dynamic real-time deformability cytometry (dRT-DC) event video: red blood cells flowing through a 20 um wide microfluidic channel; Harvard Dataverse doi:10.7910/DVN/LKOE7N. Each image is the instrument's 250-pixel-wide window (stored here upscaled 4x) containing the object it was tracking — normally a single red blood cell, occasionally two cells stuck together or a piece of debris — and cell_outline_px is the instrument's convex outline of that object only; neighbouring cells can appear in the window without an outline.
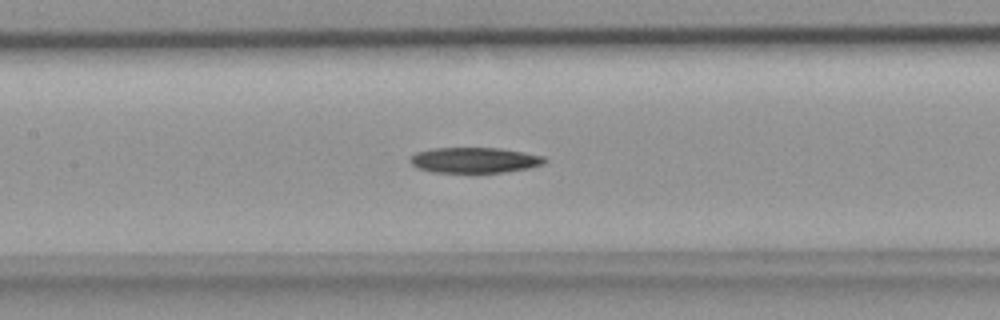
{"species": "common noctule bat (a hibernating species)", "species_latin": "Nyctalus noctula", "temperature_condition": "room temperature", "stored_images_in_passage": 43, "camera_frame_rate_fps": 3000, "um_per_image_px": 0.085, "animal": {"sex": "female", "body_mass_g": 18.4}, "frame": {"image": 1, "passage_image": 19, "time_ms": 6.0, "image_size_px": [1000, 320], "cell_outline_px": [[548, 160], [544, 164], [528, 168], [504, 172], [432, 172], [416, 168], [408, 160], [416, 152], [432, 148], [500, 148], [524, 152], [544, 156]], "centroid_in_image_um": [40.33, 13.61], "position_along_channel_um": 167.1, "area_um2": 20.06}}
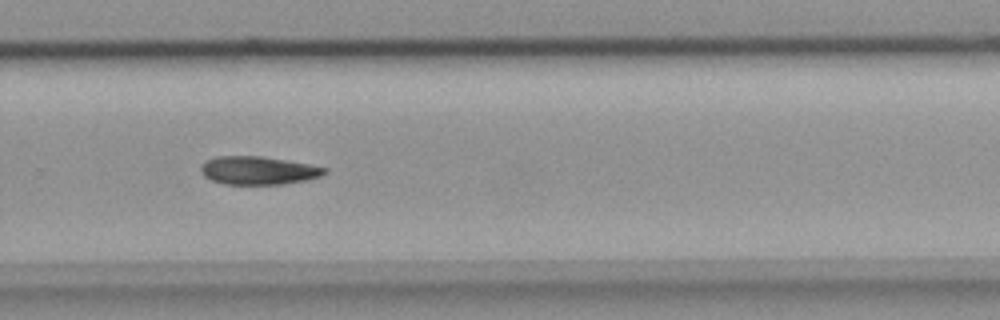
{"frame": {"image": 2, "passage_image": 28, "time_ms": 9.0, "image_size_px": [1000, 320], "cell_outline_px": [[328, 172], [320, 176], [304, 180], [284, 184], [224, 184], [212, 180], [204, 176], [200, 172], [200, 164], [204, 160], [216, 156], [260, 156], [308, 164], [328, 168]], "centroid_in_image_um": [21.9, 14.48], "position_along_channel_um": 307.9, "area_um2": 20.35}}
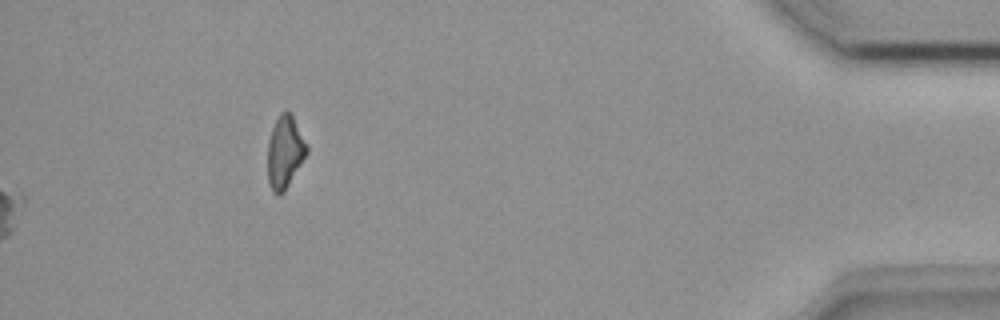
{"frame": {"image": 3, "passage_image": 43, "time_ms": 14.0, "image_size_px": [1000, 320], "cell_outline_px": [[308, 152], [284, 192], [272, 192], [268, 180], [268, 140], [272, 128], [280, 112], [288, 112], [292, 116], [308, 144]], "centroid_in_image_um": [24.22, 12.91], "position_along_channel_um": 411.0, "area_um2": 16.24}}